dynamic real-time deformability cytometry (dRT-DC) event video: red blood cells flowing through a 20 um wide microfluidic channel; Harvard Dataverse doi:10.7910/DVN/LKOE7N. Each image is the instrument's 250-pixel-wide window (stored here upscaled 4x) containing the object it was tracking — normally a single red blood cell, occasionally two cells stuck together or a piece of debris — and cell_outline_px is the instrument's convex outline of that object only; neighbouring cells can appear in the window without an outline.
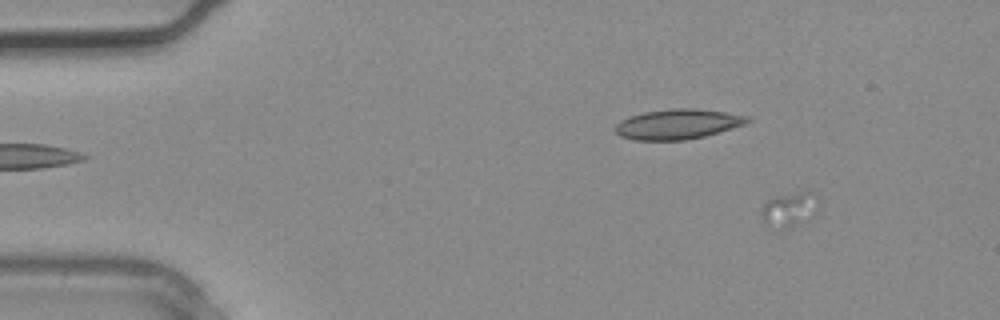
{"species": "common noctule bat (a hibernating species)", "species_latin": "Nyctalus noctula", "temperature_condition": "warm", "stored_images_in_passage": 3, "camera_frame_rate_fps": 3000, "um_per_image_px": 0.085, "animal": {"sex": "male", "body_mass_g": 20.4}, "frame": {"image": 1, "passage_image": 1, "time_ms": 0.0, "image_size_px": [1000, 320], "cell_outline_px": [[816, 216], [800, 224], [764, 224], [760, 212], [764, 204], [768, 200], [776, 196], [796, 192], [816, 192]], "centroid_in_image_um": [67.13, 17.74], "position_along_channel_um": 17.9, "area_um2": 10.92}}